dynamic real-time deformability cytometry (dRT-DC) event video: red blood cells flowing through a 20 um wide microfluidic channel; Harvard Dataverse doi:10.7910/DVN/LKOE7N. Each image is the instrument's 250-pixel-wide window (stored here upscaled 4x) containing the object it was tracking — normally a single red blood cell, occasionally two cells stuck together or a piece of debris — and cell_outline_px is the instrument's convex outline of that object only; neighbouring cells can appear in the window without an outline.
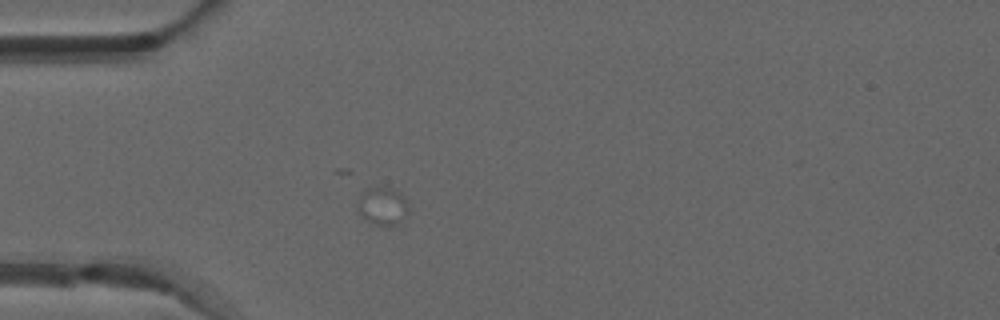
{"species": "common noctule bat (a hibernating species)", "species_latin": "Nyctalus noctula", "temperature_condition": "warm", "stored_images_in_passage": 17, "camera_frame_rate_fps": 3000, "um_per_image_px": 0.085, "animal": {"sex": "male", "forearm_length_mm": 52.5}, "frame": {"image": 1, "passage_image": 3, "time_ms": 0.667, "image_size_px": [1000, 320], "cell_outline_px": [[408, 208], [400, 224], [376, 224], [364, 220], [360, 216], [356, 208], [364, 192], [368, 188], [392, 188], [404, 196], [408, 204]], "centroid_in_image_um": [32.51, 17.53], "position_along_channel_um": 52.5, "area_um2": 10.92}}